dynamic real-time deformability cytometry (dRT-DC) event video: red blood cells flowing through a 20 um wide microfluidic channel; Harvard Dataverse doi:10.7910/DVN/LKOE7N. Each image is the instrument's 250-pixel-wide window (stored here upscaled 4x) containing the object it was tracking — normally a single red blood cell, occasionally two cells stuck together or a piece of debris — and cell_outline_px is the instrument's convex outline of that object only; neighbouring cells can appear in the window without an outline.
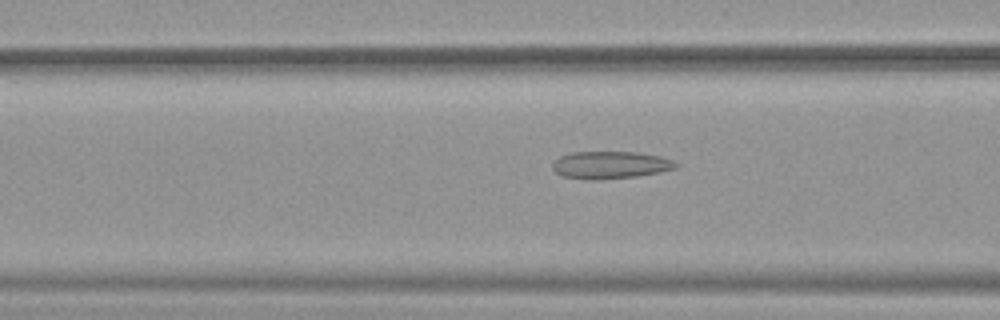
{"species": "common noctule bat (a hibernating species)", "species_latin": "Nyctalus noctula", "temperature_condition": "warm", "stored_images_in_passage": 51, "camera_frame_rate_fps": 3000, "um_per_image_px": 0.085, "animal": {"sex": "female", "body_mass_g": 19.9}, "frame": {"image": 1, "passage_image": 20, "time_ms": 6.333, "image_size_px": [1000, 320], "cell_outline_px": [[680, 164], [676, 168], [660, 172], [636, 176], [596, 180], [592, 180], [564, 176], [556, 172], [552, 168], [552, 164], [560, 156], [572, 152], [636, 152], [660, 156], [672, 160]], "centroid_in_image_um": [51.9, 14.02], "position_along_channel_um": 114.7, "area_um2": 19.59}}
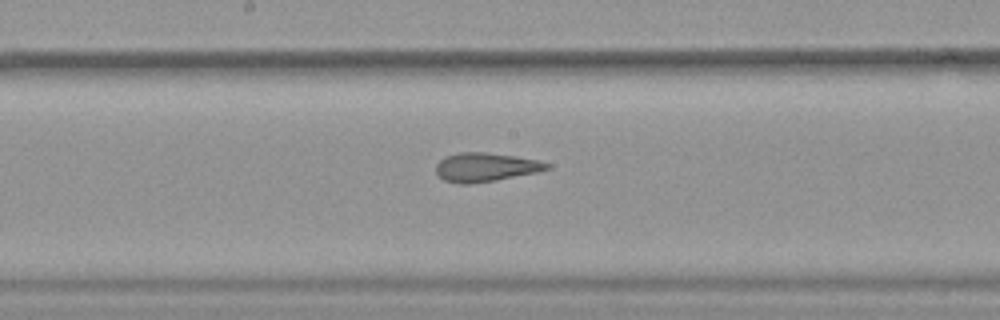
{"frame": {"image": 2, "passage_image": 27, "time_ms": 8.667, "image_size_px": [1000, 320], "cell_outline_px": [[552, 168], [536, 172], [496, 180], [472, 184], [456, 184], [444, 180], [436, 172], [436, 164], [444, 156], [460, 152], [484, 152], [516, 156], [536, 160], [552, 164]], "centroid_in_image_um": [41.26, 14.21], "position_along_channel_um": 206.9, "area_um2": 18.73}}
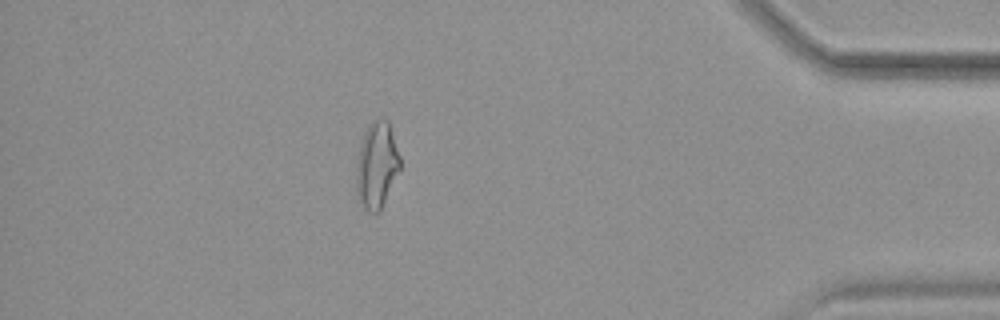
{"frame": {"image": 3, "passage_image": 45, "time_ms": 14.667, "image_size_px": [1000, 320], "cell_outline_px": [[400, 168], [380, 212], [368, 212], [356, 200], [356, 164], [360, 144], [364, 132], [368, 124], [376, 116], [388, 120], [400, 156]], "centroid_in_image_um": [31.99, 14.03], "position_along_channel_um": 403.2, "area_um2": 22.43}, "authors_computed_cell_mechanics": {"area_um2": 20.9236, "velocity_mm_per_s": 3.9536, "shape_relaxation_time_tau1_ms": 10.2606, "shape_relaxation_time_tau2_ms": 1.6788, "deformation_change_tau1": 0.2209, "deformation_change_tau2": 0.1196}}